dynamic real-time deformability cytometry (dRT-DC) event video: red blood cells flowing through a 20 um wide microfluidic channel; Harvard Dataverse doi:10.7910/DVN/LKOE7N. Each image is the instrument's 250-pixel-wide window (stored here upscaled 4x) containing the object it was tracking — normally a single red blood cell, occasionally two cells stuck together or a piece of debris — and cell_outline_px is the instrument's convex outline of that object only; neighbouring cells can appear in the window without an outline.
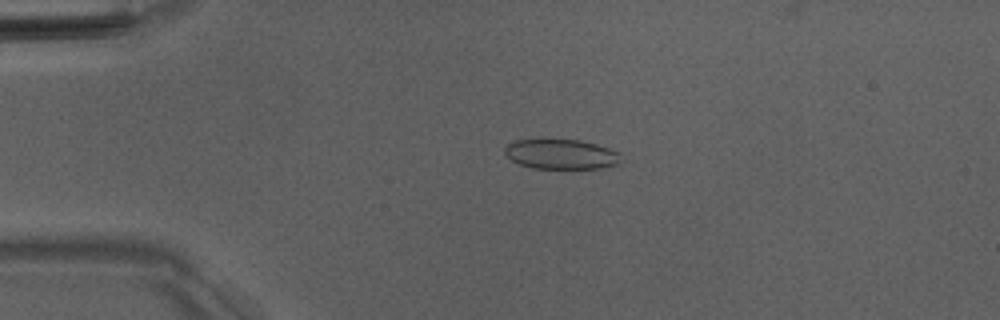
{"species": "Egyptian fruit bat (a non-hibernating species)", "species_latin": "Rousettus aegyptiacus", "temperature_condition": "room temperature", "stored_images_in_passage": 50, "camera_frame_rate_fps": 3000, "um_per_image_px": 0.085, "animal": {"sex": "male"}, "frame": {"image": 1, "passage_image": 11, "time_ms": 3.333, "image_size_px": [1000, 320], "cell_outline_px": [[620, 164], [600, 168], [532, 168], [520, 164], [512, 160], [504, 152], [504, 148], [508, 144], [516, 140], [544, 136], [580, 140], [596, 144], [620, 152]], "centroid_in_image_um": [47.66, 13.05], "position_along_channel_um": 37.3, "area_um2": 20.98}}
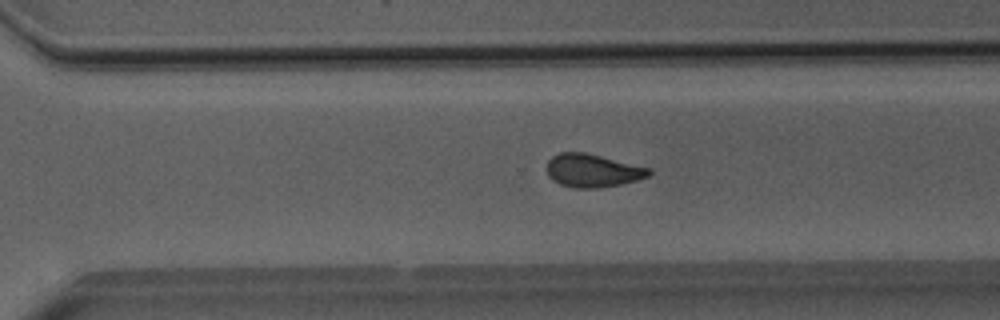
{"frame": {"image": 2, "passage_image": 35, "time_ms": 11.333, "image_size_px": [1000, 320], "cell_outline_px": [[652, 172], [648, 176], [636, 180], [620, 184], [596, 188], [576, 188], [560, 184], [552, 180], [548, 176], [548, 160], [552, 156], [560, 152], [584, 152], [652, 168]], "centroid_in_image_um": [50.37, 14.49], "position_along_channel_um": 320.2, "area_um2": 19.65}}
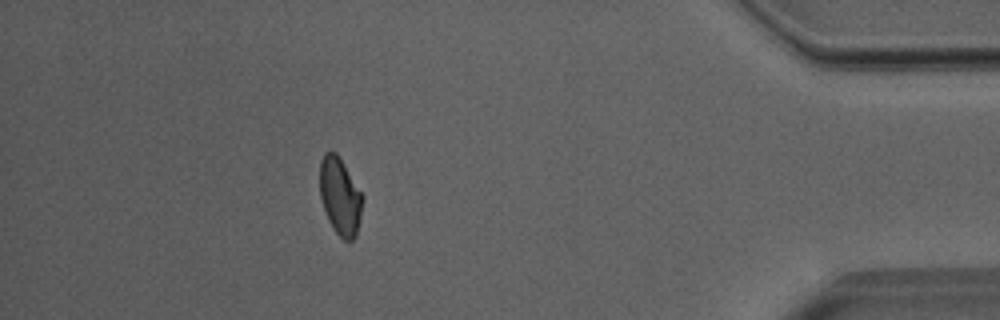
{"frame": {"image": 3, "passage_image": 45, "time_ms": 14.667, "image_size_px": [1000, 320], "cell_outline_px": [[364, 196], [356, 236], [352, 240], [344, 240], [336, 232], [328, 220], [320, 196], [320, 160], [324, 152], [336, 152]], "centroid_in_image_um": [28.9, 16.67], "position_along_channel_um": 406.3, "area_um2": 19.07}, "authors_computed_cell_mechanics": {"area_um2": 20.1144, "velocity_mm_per_s": 4.0244, "shape_relaxation_time_tau1_ms": 7.8677, "shape_relaxation_time_tau2_ms": 1.4302, "deformation_change_tau1": 0.1503, "deformation_change_tau2": 0.0649}}